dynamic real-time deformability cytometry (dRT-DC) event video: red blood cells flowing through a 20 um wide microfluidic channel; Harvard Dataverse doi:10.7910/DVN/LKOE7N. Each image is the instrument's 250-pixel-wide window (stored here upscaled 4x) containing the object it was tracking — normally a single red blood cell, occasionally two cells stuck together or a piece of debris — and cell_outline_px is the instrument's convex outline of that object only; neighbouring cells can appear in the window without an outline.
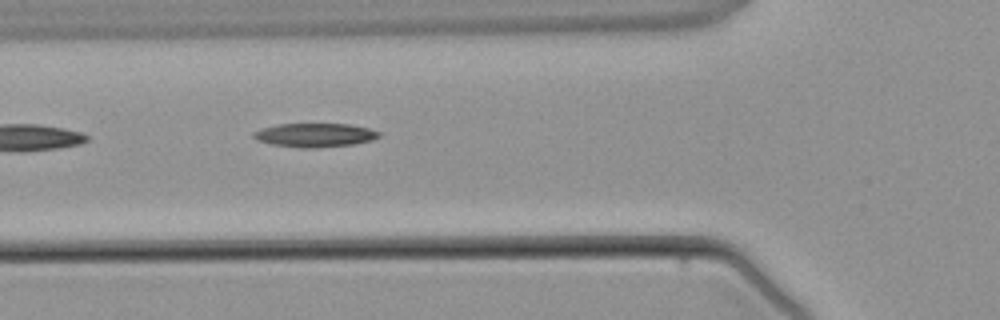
{"species": "common noctule bat (a hibernating species)", "species_latin": "Nyctalus noctula", "temperature_condition": "warm", "stored_images_in_passage": 5, "segment_of_instrument_passage": [2, 2], "camera_frame_rate_fps": 3000, "um_per_image_px": 0.085, "animal": {"sex": "male", "body_mass_g": 21.5, "forearm_length_mm": 52.0}, "frame": {"image": 1, "passage_image": 5, "time_ms": 4.667, "image_size_px": [1000, 320], "cell_outline_px": [[380, 136], [372, 140], [352, 144], [316, 148], [300, 148], [272, 144], [256, 140], [252, 136], [252, 132], [260, 128], [276, 124], [348, 124], [368, 128], [380, 132]], "centroid_in_image_um": [26.71, 11.48], "position_along_channel_um": 99.1, "area_um2": 17.46}}